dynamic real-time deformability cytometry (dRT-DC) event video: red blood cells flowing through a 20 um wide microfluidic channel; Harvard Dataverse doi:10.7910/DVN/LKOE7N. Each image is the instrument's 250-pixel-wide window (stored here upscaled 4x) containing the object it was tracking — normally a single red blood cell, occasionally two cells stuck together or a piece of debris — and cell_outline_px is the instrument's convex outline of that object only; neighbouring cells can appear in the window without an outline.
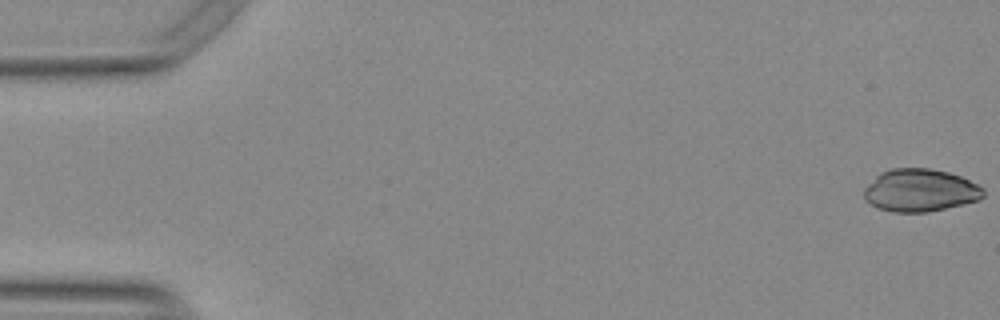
{"species": "Egyptian fruit bat (a non-hibernating species)", "species_latin": "Rousettus aegyptiacus", "temperature_condition": "warm", "stored_images_in_passage": 9, "camera_frame_rate_fps": 3000, "um_per_image_px": 0.085, "animal": {"sex": "female"}, "frame": {"image": 1, "passage_image": 1, "time_ms": 0.0, "image_size_px": [1000, 320], "cell_outline_px": [[984, 196], [980, 200], [928, 212], [892, 212], [876, 208], [864, 200], [864, 188], [880, 172], [892, 168], [932, 168], [948, 172], [960, 176], [984, 188]], "centroid_in_image_um": [78.19, 16.18], "position_along_channel_um": 6.8, "area_um2": 29.82}}